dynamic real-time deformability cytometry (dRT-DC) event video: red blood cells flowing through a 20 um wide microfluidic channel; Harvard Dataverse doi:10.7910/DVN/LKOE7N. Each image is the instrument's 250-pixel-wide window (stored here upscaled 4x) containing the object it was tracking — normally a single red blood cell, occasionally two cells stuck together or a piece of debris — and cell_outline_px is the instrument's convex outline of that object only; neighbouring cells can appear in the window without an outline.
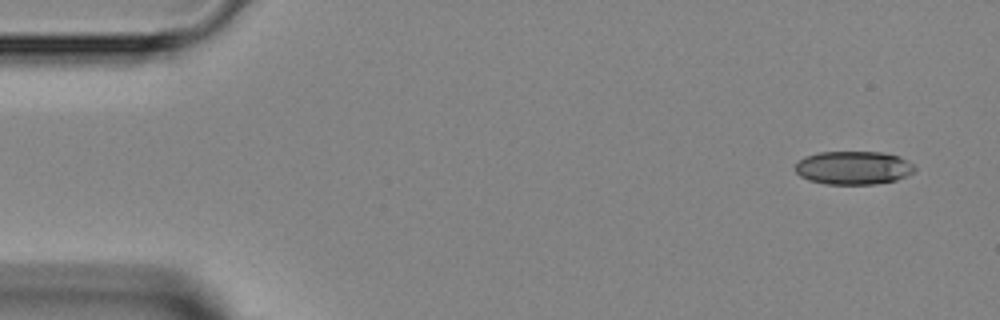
{"species": "Egyptian fruit bat (a non-hibernating species)", "species_latin": "Rousettus aegyptiacus", "temperature_condition": "room temperature", "stored_images_in_passage": 5, "camera_frame_rate_fps": 3000, "um_per_image_px": 0.085, "animal": {"sex": "female"}, "frame": {"image": 1, "passage_image": 1, "time_ms": 0.0, "image_size_px": [1000, 320], "cell_outline_px": [[916, 168], [912, 172], [896, 180], [876, 184], [824, 184], [808, 180], [800, 176], [796, 172], [796, 164], [804, 156], [820, 152], [880, 152], [900, 156], [908, 160]], "centroid_in_image_um": [72.53, 14.26], "position_along_channel_um": 12.5, "area_um2": 23.24}}
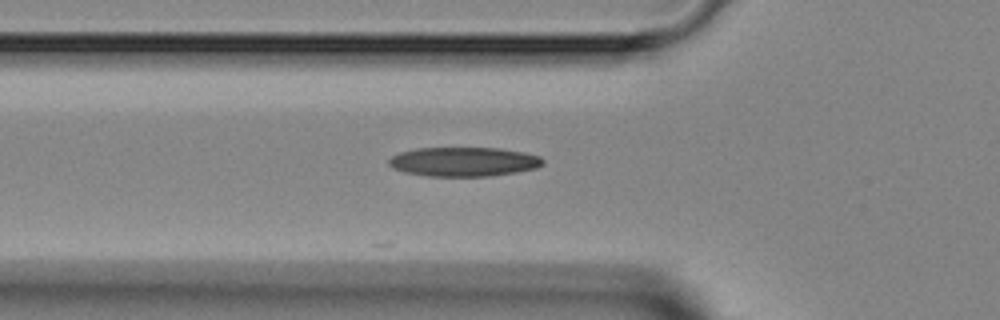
{"frame": {"image": 2, "passage_image": 5, "time_ms": 4.333, "image_size_px": [1000, 320], "cell_outline_px": [[544, 164], [536, 168], [516, 172], [488, 176], [428, 176], [404, 172], [392, 168], [388, 164], [388, 160], [392, 156], [400, 152], [416, 148], [500, 148], [524, 152], [540, 156], [544, 160]], "centroid_in_image_um": [39.41, 13.74], "position_along_channel_um": 86.4, "area_um2": 26.36}}